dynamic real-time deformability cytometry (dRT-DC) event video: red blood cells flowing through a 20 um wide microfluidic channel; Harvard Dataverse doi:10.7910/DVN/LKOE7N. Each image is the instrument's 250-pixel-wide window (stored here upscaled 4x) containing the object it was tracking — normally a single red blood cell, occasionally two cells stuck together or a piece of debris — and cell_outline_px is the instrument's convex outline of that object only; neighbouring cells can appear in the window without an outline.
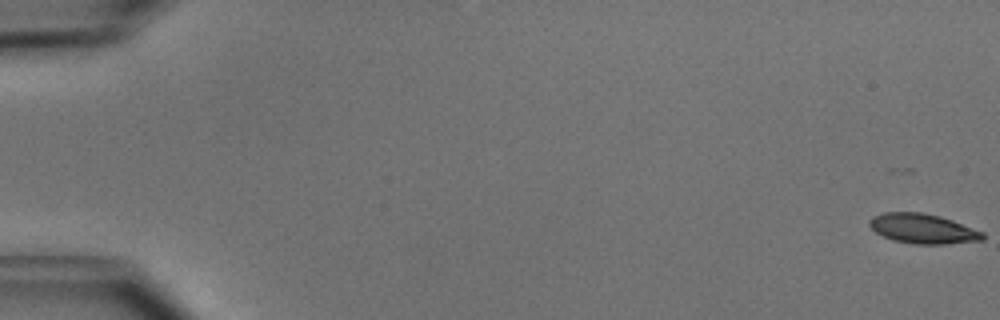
{"species": "common noctule bat (a hibernating species)", "species_latin": "Nyctalus noctula", "temperature_condition": "cold", "stored_images_in_passage": 42, "camera_frame_rate_fps": 3000, "um_per_image_px": 0.085, "animal": {"sex": "male", "body_mass_g": 15.6}, "frame": {"image": 1, "passage_image": 1, "time_ms": 0.0, "image_size_px": [1000, 320], "cell_outline_px": [[984, 240], [944, 244], [916, 244], [892, 240], [876, 232], [868, 224], [868, 220], [872, 216], [884, 212], [924, 212], [940, 216], [952, 220], [984, 232]], "centroid_in_image_um": [78.43, 19.43], "position_along_channel_um": 6.6, "area_um2": 19.71}}
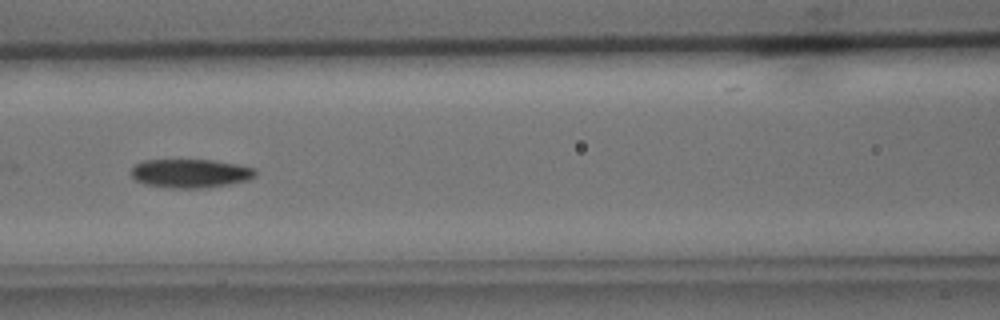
{"frame": {"image": 2, "passage_image": 24, "time_ms": 7.667, "image_size_px": [1000, 320], "cell_outline_px": [[256, 176], [248, 180], [228, 184], [204, 188], [172, 188], [144, 184], [136, 180], [132, 176], [132, 168], [136, 164], [144, 160], [212, 160], [236, 164], [256, 168]], "centroid_in_image_um": [16.2, 14.74], "position_along_channel_um": 150.4, "area_um2": 20.75}}
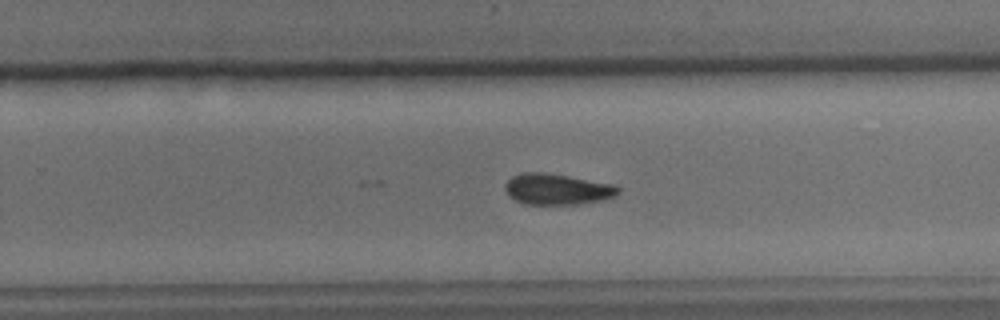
{"frame": {"image": 3, "passage_image": 34, "time_ms": 11.0, "image_size_px": [1000, 320], "cell_outline_px": [[620, 192], [616, 196], [600, 200], [576, 204], [528, 204], [516, 200], [508, 196], [504, 188], [504, 184], [512, 176], [524, 172], [544, 172], [568, 176], [612, 184], [620, 188]], "centroid_in_image_um": [47.33, 16.07], "position_along_channel_um": 282.5, "area_um2": 20.29}, "authors_computed_cell_mechanics": {"area_um2": 20.3456, "velocity_mm_per_s": 3.9796, "shape_relaxation_time_tau1_ms": 3.8004, "shape_relaxation_time_tau2_ms": 7.1621, "deformation_change_tau1": 0.1277, "deformation_change_tau2": 0.1104}}